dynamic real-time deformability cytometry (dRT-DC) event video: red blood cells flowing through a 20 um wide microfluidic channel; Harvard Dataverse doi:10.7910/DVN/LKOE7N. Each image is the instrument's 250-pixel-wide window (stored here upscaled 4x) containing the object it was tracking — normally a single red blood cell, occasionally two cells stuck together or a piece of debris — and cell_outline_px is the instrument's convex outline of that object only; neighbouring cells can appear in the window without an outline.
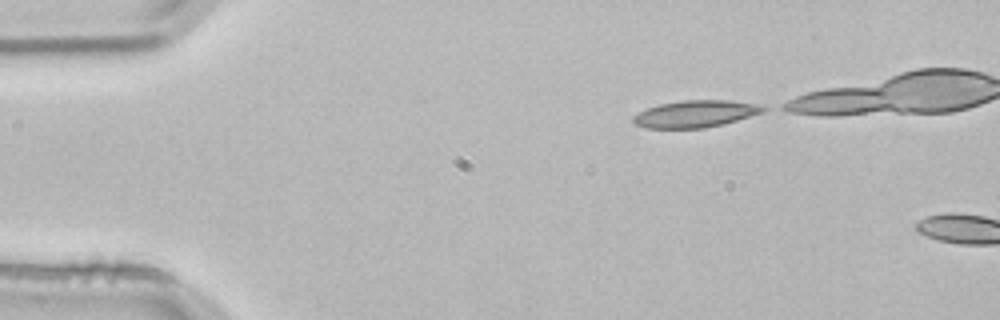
{"species": "common noctule bat (a hibernating species)", "species_latin": "Nyctalus noctula", "temperature_condition": "room temperature", "stored_images_in_passage": 2, "camera_frame_rate_fps": 3000, "um_per_image_px": 0.085, "animal": {"sex": "male", "body_mass_g": 21.5, "forearm_length_mm": 52.0}, "frame": {"image": 1, "passage_image": 1, "time_ms": 0.0, "image_size_px": [1000, 320], "cell_outline_px": [[772, 108], [764, 112], [724, 124], [704, 128], [644, 128], [636, 124], [632, 120], [632, 116], [648, 108], [660, 104], [684, 100], [728, 100], [764, 104]], "centroid_in_image_um": [59.21, 9.67], "position_along_channel_um": 25.8, "area_um2": 20.69}}